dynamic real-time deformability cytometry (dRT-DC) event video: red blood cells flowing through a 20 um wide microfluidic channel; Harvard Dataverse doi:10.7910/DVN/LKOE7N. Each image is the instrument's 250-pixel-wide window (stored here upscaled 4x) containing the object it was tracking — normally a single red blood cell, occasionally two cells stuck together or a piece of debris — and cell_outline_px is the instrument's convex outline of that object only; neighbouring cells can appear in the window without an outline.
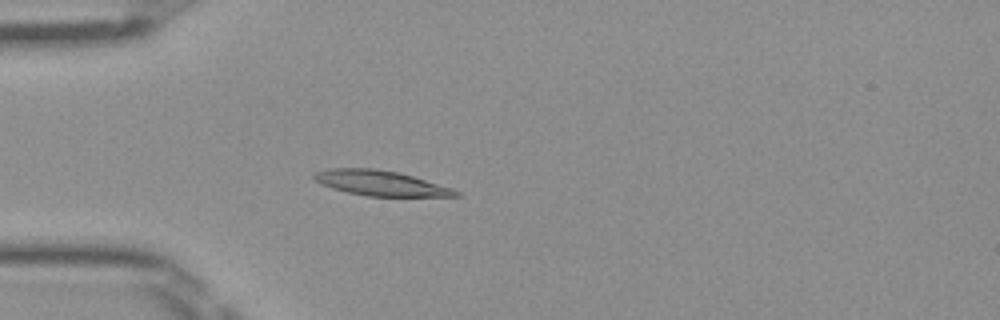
{"species": "Egyptian fruit bat (a non-hibernating species)", "species_latin": "Rousettus aegyptiacus", "temperature_condition": "room temperature", "stored_images_in_passage": 51, "camera_frame_rate_fps": 3000, "um_per_image_px": 0.085, "frame": {"image": 1, "passage_image": 15, "time_ms": 4.667, "image_size_px": [1000, 320], "cell_outline_px": [[460, 196], [368, 196], [348, 192], [332, 188], [316, 180], [312, 176], [316, 172], [328, 168], [372, 168], [396, 172], [412, 176], [452, 188], [460, 192]], "centroid_in_image_um": [32.35, 15.56], "position_along_channel_um": 52.7, "area_um2": 20.35}}
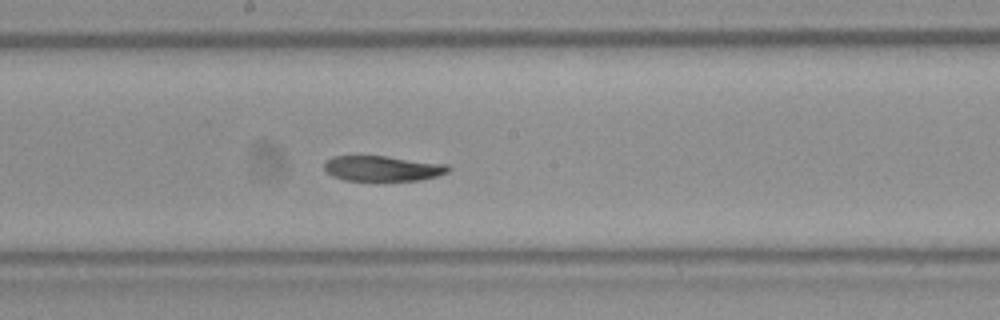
{"frame": {"image": 2, "passage_image": 28, "time_ms": 9.0, "image_size_px": [1000, 320], "cell_outline_px": [[452, 168], [448, 172], [436, 176], [420, 180], [344, 180], [332, 176], [324, 168], [324, 160], [332, 156], [388, 156], [448, 164]], "centroid_in_image_um": [32.52, 14.3], "position_along_channel_um": 215.7, "area_um2": 18.38}}
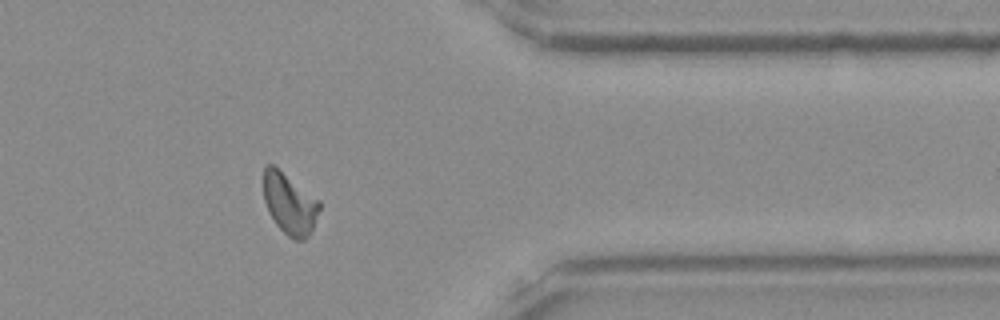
{"frame": {"image": 3, "passage_image": 42, "time_ms": 13.667, "image_size_px": [1000, 320], "cell_outline_px": [[320, 208], [312, 228], [308, 236], [304, 240], [296, 240], [288, 236], [276, 224], [268, 212], [264, 200], [264, 168], [268, 164], [272, 164], [320, 200]], "centroid_in_image_um": [24.61, 17.32], "position_along_channel_um": 386.8, "area_um2": 19.65}}